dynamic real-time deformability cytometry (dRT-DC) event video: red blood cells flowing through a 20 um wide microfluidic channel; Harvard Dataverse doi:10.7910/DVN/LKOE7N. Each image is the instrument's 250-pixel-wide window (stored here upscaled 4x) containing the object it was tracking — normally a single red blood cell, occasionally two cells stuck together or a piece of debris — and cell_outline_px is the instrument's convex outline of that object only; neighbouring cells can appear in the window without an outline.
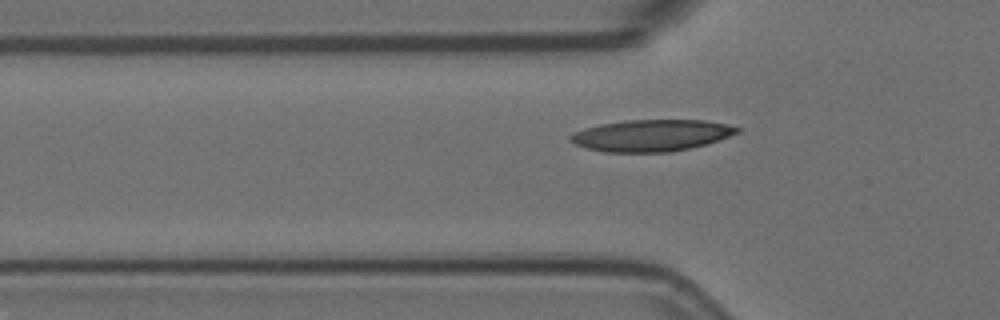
{"species": "Egyptian fruit bat (a non-hibernating species)", "species_latin": "Rousettus aegyptiacus", "temperature_condition": "room temperature", "stored_images_in_passage": 42, "camera_frame_rate_fps": 3000, "um_per_image_px": 0.085, "animal": {"sex": "female"}, "frame": {"image": 1, "passage_image": 11, "time_ms": 3.333, "image_size_px": [1000, 320], "cell_outline_px": [[740, 132], [704, 144], [672, 152], [604, 152], [588, 148], [576, 144], [568, 140], [568, 136], [572, 132], [584, 128], [600, 124], [624, 120], [704, 120], [724, 124], [740, 128]], "centroid_in_image_um": [55.29, 11.51], "position_along_channel_um": 70.5, "area_um2": 30.58}}
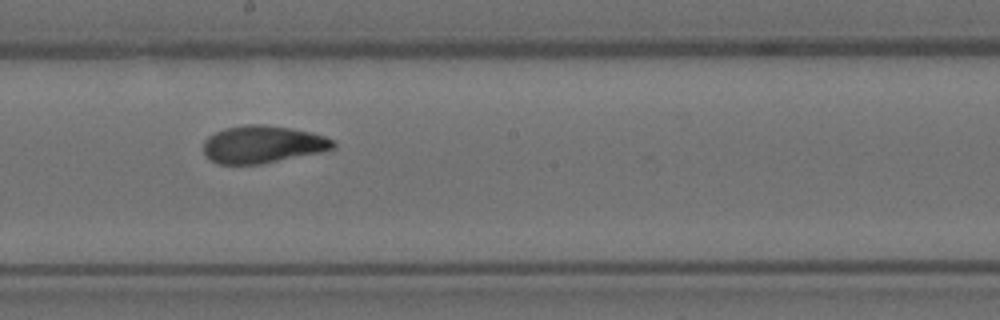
{"frame": {"image": 2, "passage_image": 24, "time_ms": 7.667, "image_size_px": [1000, 320], "cell_outline_px": [[336, 148], [320, 152], [260, 164], [216, 164], [204, 156], [204, 140], [208, 136], [224, 128], [248, 124], [260, 124], [292, 128], [312, 132], [324, 136], [332, 140], [336, 144]], "centroid_in_image_um": [22.3, 12.27], "position_along_channel_um": 225.9, "area_um2": 28.38}}
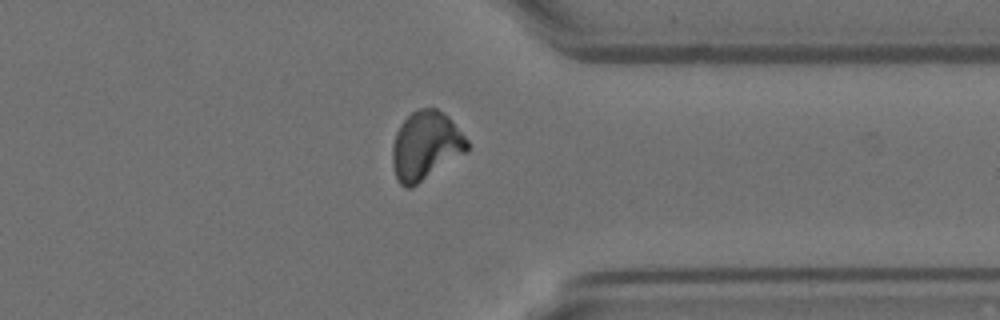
{"frame": {"image": 3, "passage_image": 37, "time_ms": 12.0, "image_size_px": [1000, 320], "cell_outline_px": [[468, 152], [412, 188], [404, 188], [400, 184], [396, 176], [392, 164], [392, 144], [396, 132], [400, 124], [412, 112], [420, 108], [436, 108], [448, 116], [468, 140]], "centroid_in_image_um": [36.18, 12.41], "position_along_channel_um": 375.2, "area_um2": 30.17}}